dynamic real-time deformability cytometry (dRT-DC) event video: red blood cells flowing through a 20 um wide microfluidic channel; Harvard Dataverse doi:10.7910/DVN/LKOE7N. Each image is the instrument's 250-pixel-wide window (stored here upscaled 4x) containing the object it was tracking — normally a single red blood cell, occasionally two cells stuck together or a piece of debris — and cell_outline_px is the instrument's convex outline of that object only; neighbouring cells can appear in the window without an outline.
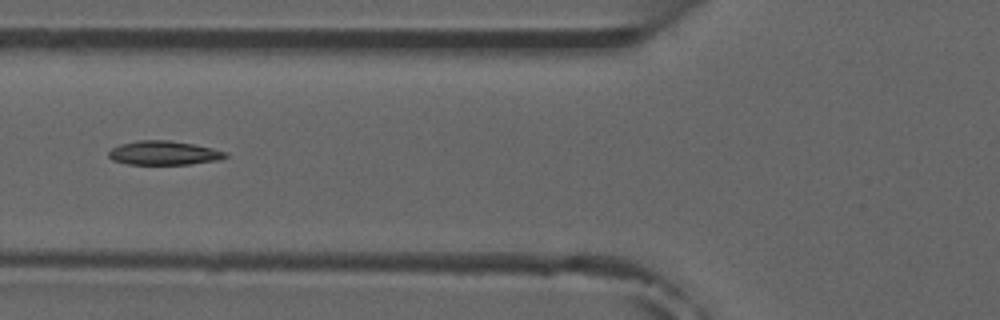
{"species": "common noctule bat (a hibernating species)", "species_latin": "Nyctalus noctula", "temperature_condition": "room temperature", "stored_images_in_passage": 7, "camera_frame_rate_fps": 3000, "um_per_image_px": 0.085, "animal": {"sex": "male", "forearm_length_mm": 52.5}, "frame": {"image": 1, "passage_image": 6, "time_ms": 5.667, "image_size_px": [1000, 320], "cell_outline_px": [[228, 156], [220, 160], [192, 164], [128, 164], [112, 160], [108, 156], [108, 152], [112, 148], [120, 144], [136, 140], [168, 140], [192, 144], [212, 148], [228, 152]], "centroid_in_image_um": [13.93, 13.0], "position_along_channel_um": 111.9, "area_um2": 16.42}}
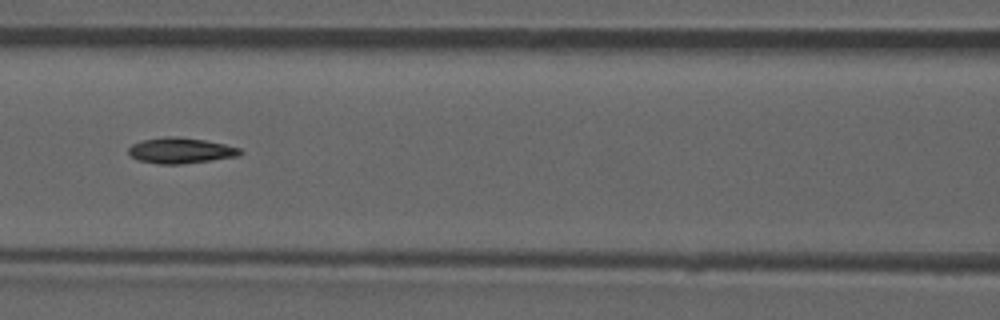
{"frame": {"image": 2, "passage_image": 7, "time_ms": 6.667, "image_size_px": [1000, 320], "cell_outline_px": [[244, 152], [240, 156], [212, 160], [180, 164], [160, 164], [140, 160], [132, 156], [128, 152], [128, 148], [132, 144], [144, 140], [168, 136], [176, 136], [204, 140], [224, 144], [240, 148]], "centroid_in_image_um": [15.4, 12.79], "position_along_channel_um": 151.2, "area_um2": 16.59}}